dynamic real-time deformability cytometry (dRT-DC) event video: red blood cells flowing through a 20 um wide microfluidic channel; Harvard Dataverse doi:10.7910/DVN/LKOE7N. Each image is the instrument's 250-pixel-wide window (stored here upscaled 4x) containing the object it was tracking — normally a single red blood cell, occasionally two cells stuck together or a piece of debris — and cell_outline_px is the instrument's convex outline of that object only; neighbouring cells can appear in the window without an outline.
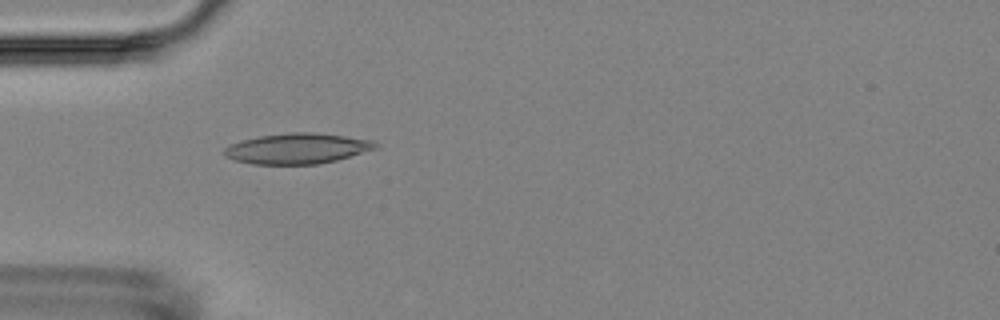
{"species": "Egyptian fruit bat (a non-hibernating species)", "species_latin": "Rousettus aegyptiacus", "temperature_condition": "room temperature", "stored_images_in_passage": 2, "camera_frame_rate_fps": 3000, "um_per_image_px": 0.085, "animal": {"sex": "female"}, "frame": {"image": 1, "passage_image": 1, "time_ms": 0.0, "image_size_px": [1000, 320], "cell_outline_px": [[380, 144], [376, 148], [336, 160], [316, 164], [252, 164], [236, 160], [224, 156], [224, 148], [228, 144], [260, 136], [288, 132], [316, 132], [376, 140]], "centroid_in_image_um": [25.28, 12.61], "position_along_channel_um": 59.7, "area_um2": 26.93}}
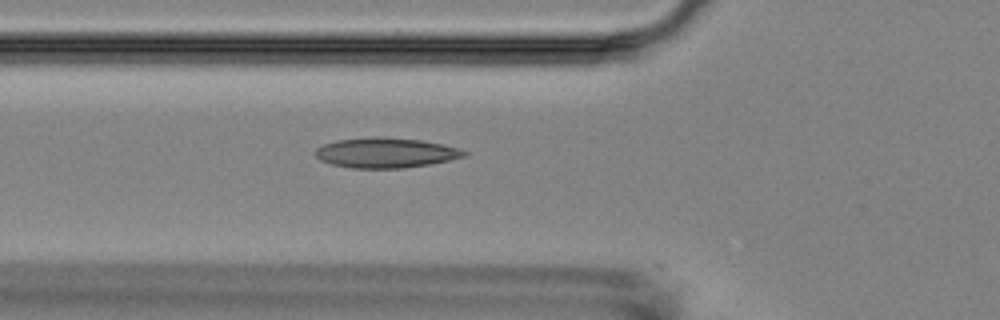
{"frame": {"image": 2, "passage_image": 2, "time_ms": 1.0, "image_size_px": [1000, 320], "cell_outline_px": [[468, 156], [428, 164], [404, 168], [352, 168], [332, 164], [320, 160], [316, 156], [316, 148], [324, 144], [336, 140], [376, 136], [384, 136], [420, 140], [460, 148], [468, 152]], "centroid_in_image_um": [32.79, 12.98], "position_along_channel_um": 93.0, "area_um2": 26.07}}